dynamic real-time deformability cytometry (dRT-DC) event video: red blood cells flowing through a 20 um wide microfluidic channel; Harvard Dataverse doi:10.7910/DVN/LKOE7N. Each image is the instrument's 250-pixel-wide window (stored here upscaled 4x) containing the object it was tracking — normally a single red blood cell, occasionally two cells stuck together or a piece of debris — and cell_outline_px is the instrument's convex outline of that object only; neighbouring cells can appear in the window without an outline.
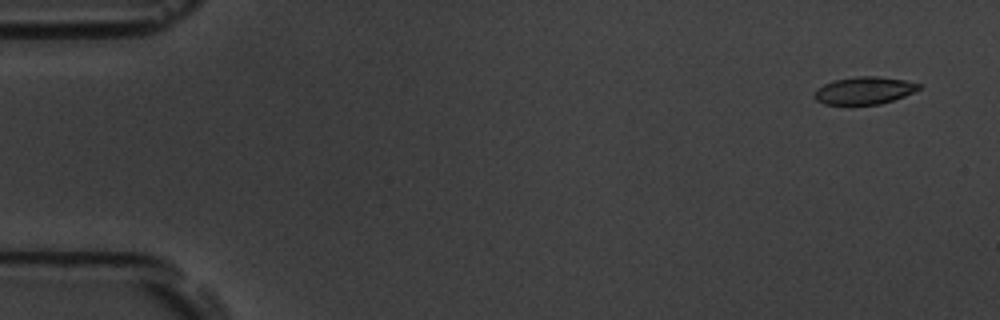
{"species": "common noctule bat (a hibernating species)", "species_latin": "Nyctalus noctula", "temperature_condition": "room temperature", "stored_images_in_passage": 5, "camera_frame_rate_fps": 3000, "um_per_image_px": 0.085, "animal": {"sex": "male", "body_mass_g": 19.5, "forearm_length_mm": 54.6}, "frame": {"image": 1, "passage_image": 1, "time_ms": 0.0, "image_size_px": [1000, 320], "cell_outline_px": [[920, 88], [904, 96], [880, 104], [824, 104], [816, 100], [812, 96], [812, 92], [816, 88], [832, 80], [856, 76], [876, 76], [904, 80], [920, 84]], "centroid_in_image_um": [73.38, 7.68], "position_along_channel_um": 11.6, "area_um2": 16.7}}
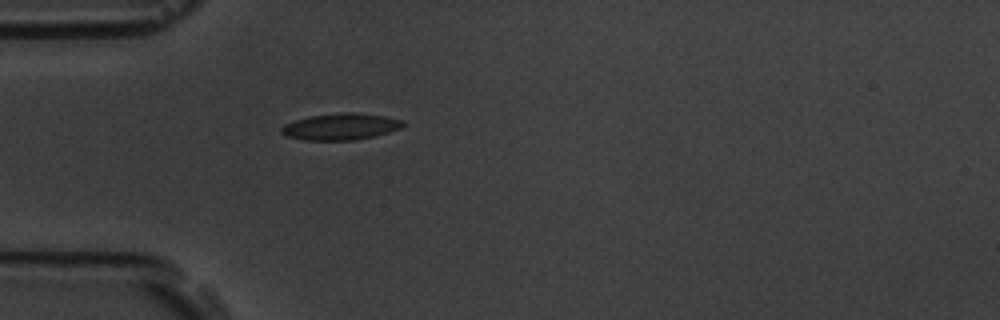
{"frame": {"image": 2, "passage_image": 5, "time_ms": 4.667, "image_size_px": [1000, 320], "cell_outline_px": [[408, 124], [400, 128], [388, 132], [356, 140], [304, 140], [288, 136], [280, 132], [280, 128], [284, 124], [296, 120], [312, 116], [344, 112], [352, 112], [384, 116], [404, 120]], "centroid_in_image_um": [28.99, 10.76], "position_along_channel_um": 56.0, "area_um2": 18.67}}